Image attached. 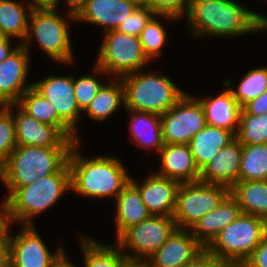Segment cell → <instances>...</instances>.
Masks as SVG:
<instances>
[{
  "label": "cell",
  "mask_w": 267,
  "mask_h": 267,
  "mask_svg": "<svg viewBox=\"0 0 267 267\" xmlns=\"http://www.w3.org/2000/svg\"><path fill=\"white\" fill-rule=\"evenodd\" d=\"M85 0H66V2H67V6H68V8L70 9L69 11H68V16L67 17H69V18H71V20H73V19H76V15H75V9L79 6V5H81L83 2H84Z\"/></svg>",
  "instance_id": "46"
},
{
  "label": "cell",
  "mask_w": 267,
  "mask_h": 267,
  "mask_svg": "<svg viewBox=\"0 0 267 267\" xmlns=\"http://www.w3.org/2000/svg\"><path fill=\"white\" fill-rule=\"evenodd\" d=\"M16 104L0 105V167L7 161L9 155L17 147L15 120L12 108Z\"/></svg>",
  "instance_id": "35"
},
{
  "label": "cell",
  "mask_w": 267,
  "mask_h": 267,
  "mask_svg": "<svg viewBox=\"0 0 267 267\" xmlns=\"http://www.w3.org/2000/svg\"><path fill=\"white\" fill-rule=\"evenodd\" d=\"M111 80L109 85H103L89 106L83 111L90 118L103 121L117 111L120 104H125L124 84L121 78Z\"/></svg>",
  "instance_id": "29"
},
{
  "label": "cell",
  "mask_w": 267,
  "mask_h": 267,
  "mask_svg": "<svg viewBox=\"0 0 267 267\" xmlns=\"http://www.w3.org/2000/svg\"><path fill=\"white\" fill-rule=\"evenodd\" d=\"M29 51L22 45L0 63V105L17 104L32 84L26 85Z\"/></svg>",
  "instance_id": "14"
},
{
  "label": "cell",
  "mask_w": 267,
  "mask_h": 267,
  "mask_svg": "<svg viewBox=\"0 0 267 267\" xmlns=\"http://www.w3.org/2000/svg\"><path fill=\"white\" fill-rule=\"evenodd\" d=\"M235 100L242 107L267 90V67L251 69L240 81L237 89L230 88Z\"/></svg>",
  "instance_id": "34"
},
{
  "label": "cell",
  "mask_w": 267,
  "mask_h": 267,
  "mask_svg": "<svg viewBox=\"0 0 267 267\" xmlns=\"http://www.w3.org/2000/svg\"><path fill=\"white\" fill-rule=\"evenodd\" d=\"M242 267H267V234Z\"/></svg>",
  "instance_id": "40"
},
{
  "label": "cell",
  "mask_w": 267,
  "mask_h": 267,
  "mask_svg": "<svg viewBox=\"0 0 267 267\" xmlns=\"http://www.w3.org/2000/svg\"><path fill=\"white\" fill-rule=\"evenodd\" d=\"M226 263L206 248L184 267H224Z\"/></svg>",
  "instance_id": "41"
},
{
  "label": "cell",
  "mask_w": 267,
  "mask_h": 267,
  "mask_svg": "<svg viewBox=\"0 0 267 267\" xmlns=\"http://www.w3.org/2000/svg\"><path fill=\"white\" fill-rule=\"evenodd\" d=\"M93 75H85L76 79L74 77V92L79 108L84 111L95 98L103 84Z\"/></svg>",
  "instance_id": "37"
},
{
  "label": "cell",
  "mask_w": 267,
  "mask_h": 267,
  "mask_svg": "<svg viewBox=\"0 0 267 267\" xmlns=\"http://www.w3.org/2000/svg\"><path fill=\"white\" fill-rule=\"evenodd\" d=\"M230 189L201 181L180 183L173 215L178 229L191 230L207 213L216 209Z\"/></svg>",
  "instance_id": "8"
},
{
  "label": "cell",
  "mask_w": 267,
  "mask_h": 267,
  "mask_svg": "<svg viewBox=\"0 0 267 267\" xmlns=\"http://www.w3.org/2000/svg\"><path fill=\"white\" fill-rule=\"evenodd\" d=\"M240 214L241 209L237 199L229 193L216 209L205 214L190 231L206 248L218 233Z\"/></svg>",
  "instance_id": "21"
},
{
  "label": "cell",
  "mask_w": 267,
  "mask_h": 267,
  "mask_svg": "<svg viewBox=\"0 0 267 267\" xmlns=\"http://www.w3.org/2000/svg\"><path fill=\"white\" fill-rule=\"evenodd\" d=\"M6 188L11 221L33 225L35 215L53 206L64 191L71 190L69 165L67 163L58 173L41 177L33 184Z\"/></svg>",
  "instance_id": "3"
},
{
  "label": "cell",
  "mask_w": 267,
  "mask_h": 267,
  "mask_svg": "<svg viewBox=\"0 0 267 267\" xmlns=\"http://www.w3.org/2000/svg\"><path fill=\"white\" fill-rule=\"evenodd\" d=\"M186 15L195 36H239L267 30V17L234 0H189Z\"/></svg>",
  "instance_id": "1"
},
{
  "label": "cell",
  "mask_w": 267,
  "mask_h": 267,
  "mask_svg": "<svg viewBox=\"0 0 267 267\" xmlns=\"http://www.w3.org/2000/svg\"><path fill=\"white\" fill-rule=\"evenodd\" d=\"M243 145L234 138L200 171L199 181L231 189L239 178Z\"/></svg>",
  "instance_id": "18"
},
{
  "label": "cell",
  "mask_w": 267,
  "mask_h": 267,
  "mask_svg": "<svg viewBox=\"0 0 267 267\" xmlns=\"http://www.w3.org/2000/svg\"><path fill=\"white\" fill-rule=\"evenodd\" d=\"M80 237L85 267H124L130 261L117 246H105L86 236Z\"/></svg>",
  "instance_id": "30"
},
{
  "label": "cell",
  "mask_w": 267,
  "mask_h": 267,
  "mask_svg": "<svg viewBox=\"0 0 267 267\" xmlns=\"http://www.w3.org/2000/svg\"><path fill=\"white\" fill-rule=\"evenodd\" d=\"M10 264V245L9 239L0 242V267Z\"/></svg>",
  "instance_id": "45"
},
{
  "label": "cell",
  "mask_w": 267,
  "mask_h": 267,
  "mask_svg": "<svg viewBox=\"0 0 267 267\" xmlns=\"http://www.w3.org/2000/svg\"><path fill=\"white\" fill-rule=\"evenodd\" d=\"M158 16L159 14H155L150 19L139 36L143 52L149 61L161 54V48L166 42V32L161 23L157 21Z\"/></svg>",
  "instance_id": "36"
},
{
  "label": "cell",
  "mask_w": 267,
  "mask_h": 267,
  "mask_svg": "<svg viewBox=\"0 0 267 267\" xmlns=\"http://www.w3.org/2000/svg\"><path fill=\"white\" fill-rule=\"evenodd\" d=\"M36 174L31 161V146H17L0 167V178L6 187L33 184Z\"/></svg>",
  "instance_id": "24"
},
{
  "label": "cell",
  "mask_w": 267,
  "mask_h": 267,
  "mask_svg": "<svg viewBox=\"0 0 267 267\" xmlns=\"http://www.w3.org/2000/svg\"><path fill=\"white\" fill-rule=\"evenodd\" d=\"M14 112L17 146L73 147L75 141L58 127L40 122L27 114L18 104Z\"/></svg>",
  "instance_id": "13"
},
{
  "label": "cell",
  "mask_w": 267,
  "mask_h": 267,
  "mask_svg": "<svg viewBox=\"0 0 267 267\" xmlns=\"http://www.w3.org/2000/svg\"><path fill=\"white\" fill-rule=\"evenodd\" d=\"M161 155V170L158 176L170 178L179 183L199 181L200 170L195 164L187 144H164Z\"/></svg>",
  "instance_id": "19"
},
{
  "label": "cell",
  "mask_w": 267,
  "mask_h": 267,
  "mask_svg": "<svg viewBox=\"0 0 267 267\" xmlns=\"http://www.w3.org/2000/svg\"><path fill=\"white\" fill-rule=\"evenodd\" d=\"M16 236L9 234L10 263L14 267H54L64 255L58 248L53 254L48 250L34 225H24ZM12 236V237H11Z\"/></svg>",
  "instance_id": "11"
},
{
  "label": "cell",
  "mask_w": 267,
  "mask_h": 267,
  "mask_svg": "<svg viewBox=\"0 0 267 267\" xmlns=\"http://www.w3.org/2000/svg\"><path fill=\"white\" fill-rule=\"evenodd\" d=\"M39 94L46 98L56 109L58 115L75 131L80 113L74 92V76H48L32 86Z\"/></svg>",
  "instance_id": "12"
},
{
  "label": "cell",
  "mask_w": 267,
  "mask_h": 267,
  "mask_svg": "<svg viewBox=\"0 0 267 267\" xmlns=\"http://www.w3.org/2000/svg\"><path fill=\"white\" fill-rule=\"evenodd\" d=\"M96 59L95 74H116L121 78L142 70L149 62L145 56L139 37L120 32L106 31Z\"/></svg>",
  "instance_id": "7"
},
{
  "label": "cell",
  "mask_w": 267,
  "mask_h": 267,
  "mask_svg": "<svg viewBox=\"0 0 267 267\" xmlns=\"http://www.w3.org/2000/svg\"><path fill=\"white\" fill-rule=\"evenodd\" d=\"M204 249L190 230L176 228L146 262L150 267H184Z\"/></svg>",
  "instance_id": "15"
},
{
  "label": "cell",
  "mask_w": 267,
  "mask_h": 267,
  "mask_svg": "<svg viewBox=\"0 0 267 267\" xmlns=\"http://www.w3.org/2000/svg\"><path fill=\"white\" fill-rule=\"evenodd\" d=\"M59 0H32L35 5H58Z\"/></svg>",
  "instance_id": "48"
},
{
  "label": "cell",
  "mask_w": 267,
  "mask_h": 267,
  "mask_svg": "<svg viewBox=\"0 0 267 267\" xmlns=\"http://www.w3.org/2000/svg\"><path fill=\"white\" fill-rule=\"evenodd\" d=\"M137 8L130 0H85L75 9V20H83L104 31L116 30Z\"/></svg>",
  "instance_id": "17"
},
{
  "label": "cell",
  "mask_w": 267,
  "mask_h": 267,
  "mask_svg": "<svg viewBox=\"0 0 267 267\" xmlns=\"http://www.w3.org/2000/svg\"><path fill=\"white\" fill-rule=\"evenodd\" d=\"M128 111L132 115L130 130L133 141L139 146L154 148L160 153L164 146L160 115L145 111Z\"/></svg>",
  "instance_id": "26"
},
{
  "label": "cell",
  "mask_w": 267,
  "mask_h": 267,
  "mask_svg": "<svg viewBox=\"0 0 267 267\" xmlns=\"http://www.w3.org/2000/svg\"><path fill=\"white\" fill-rule=\"evenodd\" d=\"M11 38L3 37L0 39V63H2L16 48L11 49Z\"/></svg>",
  "instance_id": "44"
},
{
  "label": "cell",
  "mask_w": 267,
  "mask_h": 267,
  "mask_svg": "<svg viewBox=\"0 0 267 267\" xmlns=\"http://www.w3.org/2000/svg\"><path fill=\"white\" fill-rule=\"evenodd\" d=\"M173 217L151 215L137 225L126 229L116 245L119 249H130L133 253L123 254L130 261L146 262L170 237L176 229ZM130 254V255H128Z\"/></svg>",
  "instance_id": "9"
},
{
  "label": "cell",
  "mask_w": 267,
  "mask_h": 267,
  "mask_svg": "<svg viewBox=\"0 0 267 267\" xmlns=\"http://www.w3.org/2000/svg\"><path fill=\"white\" fill-rule=\"evenodd\" d=\"M267 113V90L259 97L250 100L241 107L240 114L261 116Z\"/></svg>",
  "instance_id": "42"
},
{
  "label": "cell",
  "mask_w": 267,
  "mask_h": 267,
  "mask_svg": "<svg viewBox=\"0 0 267 267\" xmlns=\"http://www.w3.org/2000/svg\"><path fill=\"white\" fill-rule=\"evenodd\" d=\"M224 85L228 88L216 97L198 100L203 107L206 124L226 129L235 135L239 125L241 106L230 90V81H224Z\"/></svg>",
  "instance_id": "20"
},
{
  "label": "cell",
  "mask_w": 267,
  "mask_h": 267,
  "mask_svg": "<svg viewBox=\"0 0 267 267\" xmlns=\"http://www.w3.org/2000/svg\"><path fill=\"white\" fill-rule=\"evenodd\" d=\"M55 5H35L28 24V32L22 44L28 50V43L34 37L42 50L56 62L73 63L68 22L56 12Z\"/></svg>",
  "instance_id": "6"
},
{
  "label": "cell",
  "mask_w": 267,
  "mask_h": 267,
  "mask_svg": "<svg viewBox=\"0 0 267 267\" xmlns=\"http://www.w3.org/2000/svg\"><path fill=\"white\" fill-rule=\"evenodd\" d=\"M124 267H150L147 262L129 261Z\"/></svg>",
  "instance_id": "49"
},
{
  "label": "cell",
  "mask_w": 267,
  "mask_h": 267,
  "mask_svg": "<svg viewBox=\"0 0 267 267\" xmlns=\"http://www.w3.org/2000/svg\"><path fill=\"white\" fill-rule=\"evenodd\" d=\"M164 144H189L206 125L198 99L185 93L167 112L160 115Z\"/></svg>",
  "instance_id": "10"
},
{
  "label": "cell",
  "mask_w": 267,
  "mask_h": 267,
  "mask_svg": "<svg viewBox=\"0 0 267 267\" xmlns=\"http://www.w3.org/2000/svg\"><path fill=\"white\" fill-rule=\"evenodd\" d=\"M6 267H14V266L10 263Z\"/></svg>",
  "instance_id": "52"
},
{
  "label": "cell",
  "mask_w": 267,
  "mask_h": 267,
  "mask_svg": "<svg viewBox=\"0 0 267 267\" xmlns=\"http://www.w3.org/2000/svg\"><path fill=\"white\" fill-rule=\"evenodd\" d=\"M189 0H149L150 7L160 17L167 19H179L186 14Z\"/></svg>",
  "instance_id": "39"
},
{
  "label": "cell",
  "mask_w": 267,
  "mask_h": 267,
  "mask_svg": "<svg viewBox=\"0 0 267 267\" xmlns=\"http://www.w3.org/2000/svg\"><path fill=\"white\" fill-rule=\"evenodd\" d=\"M224 267H242V266L237 264H226Z\"/></svg>",
  "instance_id": "51"
},
{
  "label": "cell",
  "mask_w": 267,
  "mask_h": 267,
  "mask_svg": "<svg viewBox=\"0 0 267 267\" xmlns=\"http://www.w3.org/2000/svg\"><path fill=\"white\" fill-rule=\"evenodd\" d=\"M130 180L138 187L141 199L151 215L173 217L179 182L156 173L150 174L140 185L132 177Z\"/></svg>",
  "instance_id": "16"
},
{
  "label": "cell",
  "mask_w": 267,
  "mask_h": 267,
  "mask_svg": "<svg viewBox=\"0 0 267 267\" xmlns=\"http://www.w3.org/2000/svg\"><path fill=\"white\" fill-rule=\"evenodd\" d=\"M267 180V143L244 145L238 181Z\"/></svg>",
  "instance_id": "32"
},
{
  "label": "cell",
  "mask_w": 267,
  "mask_h": 267,
  "mask_svg": "<svg viewBox=\"0 0 267 267\" xmlns=\"http://www.w3.org/2000/svg\"><path fill=\"white\" fill-rule=\"evenodd\" d=\"M124 84V107L162 115L186 92L169 77L137 71L121 77Z\"/></svg>",
  "instance_id": "4"
},
{
  "label": "cell",
  "mask_w": 267,
  "mask_h": 267,
  "mask_svg": "<svg viewBox=\"0 0 267 267\" xmlns=\"http://www.w3.org/2000/svg\"><path fill=\"white\" fill-rule=\"evenodd\" d=\"M234 138L231 131L206 124L188 144L198 169L201 171Z\"/></svg>",
  "instance_id": "22"
},
{
  "label": "cell",
  "mask_w": 267,
  "mask_h": 267,
  "mask_svg": "<svg viewBox=\"0 0 267 267\" xmlns=\"http://www.w3.org/2000/svg\"><path fill=\"white\" fill-rule=\"evenodd\" d=\"M72 147L31 146L32 166L36 170V180L58 173L67 163Z\"/></svg>",
  "instance_id": "31"
},
{
  "label": "cell",
  "mask_w": 267,
  "mask_h": 267,
  "mask_svg": "<svg viewBox=\"0 0 267 267\" xmlns=\"http://www.w3.org/2000/svg\"><path fill=\"white\" fill-rule=\"evenodd\" d=\"M155 14L150 7H137L116 30L139 37L141 31Z\"/></svg>",
  "instance_id": "38"
},
{
  "label": "cell",
  "mask_w": 267,
  "mask_h": 267,
  "mask_svg": "<svg viewBox=\"0 0 267 267\" xmlns=\"http://www.w3.org/2000/svg\"><path fill=\"white\" fill-rule=\"evenodd\" d=\"M54 267H77L74 266L70 261H68V257L64 255L56 262Z\"/></svg>",
  "instance_id": "47"
},
{
  "label": "cell",
  "mask_w": 267,
  "mask_h": 267,
  "mask_svg": "<svg viewBox=\"0 0 267 267\" xmlns=\"http://www.w3.org/2000/svg\"><path fill=\"white\" fill-rule=\"evenodd\" d=\"M133 2L137 7H148L149 0H130Z\"/></svg>",
  "instance_id": "50"
},
{
  "label": "cell",
  "mask_w": 267,
  "mask_h": 267,
  "mask_svg": "<svg viewBox=\"0 0 267 267\" xmlns=\"http://www.w3.org/2000/svg\"><path fill=\"white\" fill-rule=\"evenodd\" d=\"M230 193L237 199L241 213L267 220V180L238 181Z\"/></svg>",
  "instance_id": "27"
},
{
  "label": "cell",
  "mask_w": 267,
  "mask_h": 267,
  "mask_svg": "<svg viewBox=\"0 0 267 267\" xmlns=\"http://www.w3.org/2000/svg\"><path fill=\"white\" fill-rule=\"evenodd\" d=\"M78 144L75 142L68 159L71 190L86 197L116 198L131 178L122 162L109 156L86 159L79 155Z\"/></svg>",
  "instance_id": "2"
},
{
  "label": "cell",
  "mask_w": 267,
  "mask_h": 267,
  "mask_svg": "<svg viewBox=\"0 0 267 267\" xmlns=\"http://www.w3.org/2000/svg\"><path fill=\"white\" fill-rule=\"evenodd\" d=\"M235 138L243 146L267 143V113L261 116L240 114Z\"/></svg>",
  "instance_id": "33"
},
{
  "label": "cell",
  "mask_w": 267,
  "mask_h": 267,
  "mask_svg": "<svg viewBox=\"0 0 267 267\" xmlns=\"http://www.w3.org/2000/svg\"><path fill=\"white\" fill-rule=\"evenodd\" d=\"M117 238L128 228L148 219L151 214L144 205L138 187L130 180L116 197Z\"/></svg>",
  "instance_id": "23"
},
{
  "label": "cell",
  "mask_w": 267,
  "mask_h": 267,
  "mask_svg": "<svg viewBox=\"0 0 267 267\" xmlns=\"http://www.w3.org/2000/svg\"><path fill=\"white\" fill-rule=\"evenodd\" d=\"M2 208H0V242H3L8 239L10 226L9 224L12 222L10 217L9 206L6 198L4 199L3 203L1 204Z\"/></svg>",
  "instance_id": "43"
},
{
  "label": "cell",
  "mask_w": 267,
  "mask_h": 267,
  "mask_svg": "<svg viewBox=\"0 0 267 267\" xmlns=\"http://www.w3.org/2000/svg\"><path fill=\"white\" fill-rule=\"evenodd\" d=\"M17 104L33 118L58 127L68 138L76 142L75 131L58 115L54 106L33 87L23 93Z\"/></svg>",
  "instance_id": "25"
},
{
  "label": "cell",
  "mask_w": 267,
  "mask_h": 267,
  "mask_svg": "<svg viewBox=\"0 0 267 267\" xmlns=\"http://www.w3.org/2000/svg\"><path fill=\"white\" fill-rule=\"evenodd\" d=\"M267 234V220L241 213L206 249L226 264L243 265Z\"/></svg>",
  "instance_id": "5"
},
{
  "label": "cell",
  "mask_w": 267,
  "mask_h": 267,
  "mask_svg": "<svg viewBox=\"0 0 267 267\" xmlns=\"http://www.w3.org/2000/svg\"><path fill=\"white\" fill-rule=\"evenodd\" d=\"M24 4L14 0H0V32L3 37L20 38L23 44L28 32L30 14L35 7L34 3ZM29 12V13H27Z\"/></svg>",
  "instance_id": "28"
}]
</instances>
